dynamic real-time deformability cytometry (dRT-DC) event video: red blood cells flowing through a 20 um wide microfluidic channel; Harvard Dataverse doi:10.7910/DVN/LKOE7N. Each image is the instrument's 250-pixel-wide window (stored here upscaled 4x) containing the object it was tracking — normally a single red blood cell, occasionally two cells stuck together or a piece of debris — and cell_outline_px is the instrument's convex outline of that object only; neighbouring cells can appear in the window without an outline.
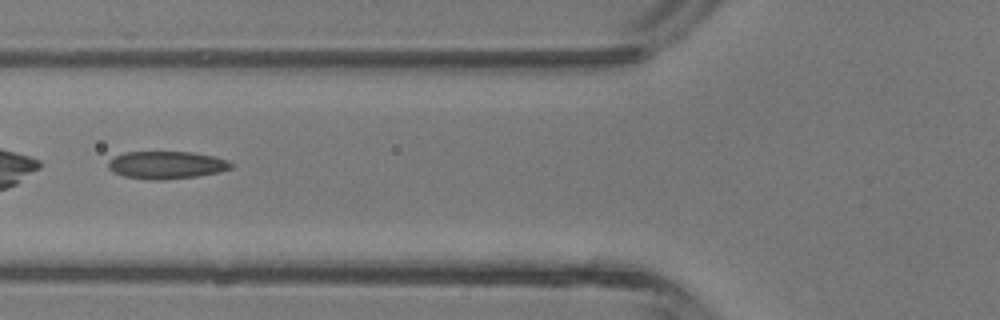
{"species": "common noctule bat (a hibernating species)", "species_latin": "Nyctalus noctula", "temperature_condition": "room temperature", "stored_images_in_passage": 6, "camera_frame_rate_fps": 3000, "um_per_image_px": 0.085, "animal": {"sex": "male", "body_mass_g": 13.3}, "frame": {"image": 1, "passage_image": 5, "time_ms": 4.667, "image_size_px": [1000, 320], "cell_outline_px": [[232, 168], [220, 172], [196, 176], [164, 180], [148, 180], [124, 176], [112, 172], [108, 168], [108, 160], [124, 152], [192, 152], [212, 156], [228, 160], [232, 164]], "centroid_in_image_um": [14.13, 14.03], "position_along_channel_um": 111.7, "area_um2": 19.83}}
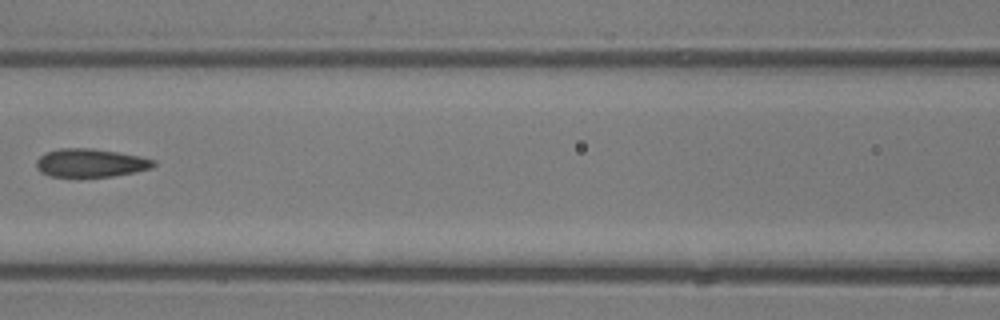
{"frame": {"image": 2, "passage_image": 6, "time_ms": 5.667, "image_size_px": [1000, 320], "cell_outline_px": [[156, 164], [152, 168], [112, 176], [52, 176], [40, 172], [36, 168], [36, 160], [44, 152], [60, 148], [92, 148], [140, 156], [156, 160]], "centroid_in_image_um": [7.68, 13.83], "position_along_channel_um": 158.9, "area_um2": 19.25}}